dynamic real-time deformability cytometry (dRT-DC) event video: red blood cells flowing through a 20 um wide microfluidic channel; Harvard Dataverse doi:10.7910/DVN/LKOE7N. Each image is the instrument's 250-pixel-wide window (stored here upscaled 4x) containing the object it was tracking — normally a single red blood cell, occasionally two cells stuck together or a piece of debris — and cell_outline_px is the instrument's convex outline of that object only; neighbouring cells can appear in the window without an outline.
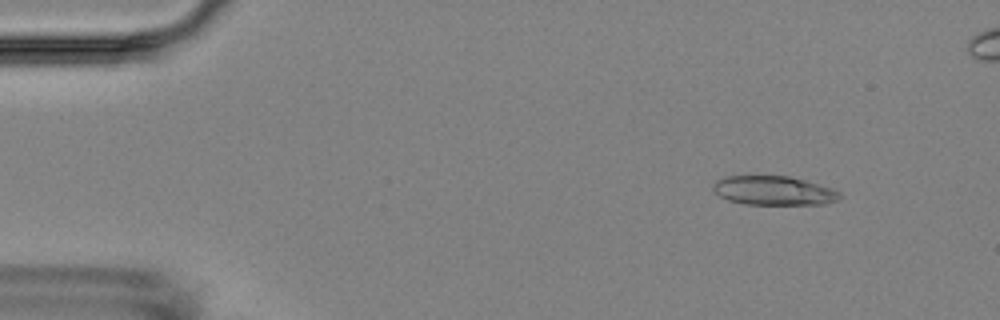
{"species": "Egyptian fruit bat (a non-hibernating species)", "species_latin": "Rousettus aegyptiacus", "temperature_condition": "room temperature", "stored_images_in_passage": 5, "camera_frame_rate_fps": 3000, "um_per_image_px": 0.085, "animal": {"sex": "female"}, "frame": {"image": 1, "passage_image": 2, "time_ms": 1.0, "image_size_px": [1000, 320], "cell_outline_px": [[840, 196], [836, 200], [824, 204], [744, 204], [728, 200], [720, 196], [712, 188], [716, 180], [724, 176], [788, 176], [804, 180], [832, 188], [840, 192]], "centroid_in_image_um": [65.74, 16.2], "position_along_channel_um": 19.3, "area_um2": 21.27}}
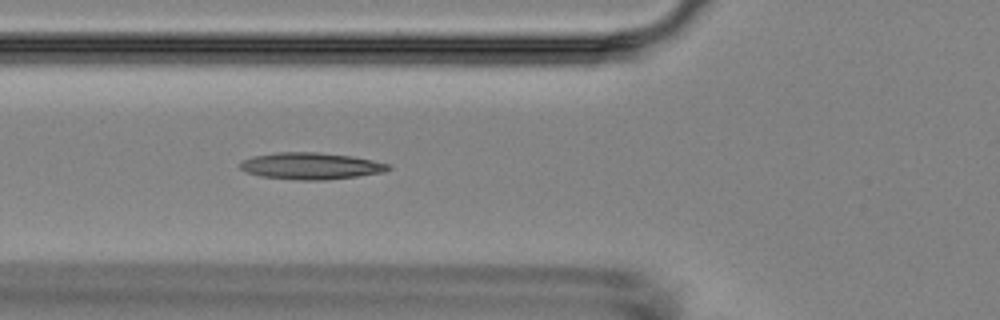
{"frame": {"image": 2, "passage_image": 5, "time_ms": 5.667, "image_size_px": [1000, 320], "cell_outline_px": [[392, 168], [384, 172], [356, 176], [324, 180], [300, 180], [260, 176], [244, 172], [240, 168], [240, 164], [244, 160], [252, 156], [276, 152], [316, 152], [352, 156], [392, 164]], "centroid_in_image_um": [26.43, 14.1], "position_along_channel_um": 99.4, "area_um2": 23.12}}